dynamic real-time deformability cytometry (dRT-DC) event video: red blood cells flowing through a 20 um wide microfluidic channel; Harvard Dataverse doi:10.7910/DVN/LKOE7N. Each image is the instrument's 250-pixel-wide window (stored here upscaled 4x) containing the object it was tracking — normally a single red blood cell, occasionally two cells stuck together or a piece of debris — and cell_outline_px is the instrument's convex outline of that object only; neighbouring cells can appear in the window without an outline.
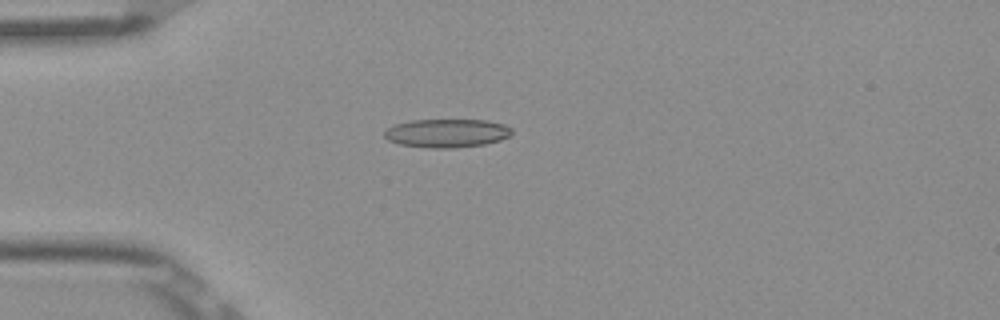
{"species": "Egyptian fruit bat (a non-hibernating species)", "species_latin": "Rousettus aegyptiacus", "temperature_condition": "room temperature", "stored_images_in_passage": 39, "camera_frame_rate_fps": 3000, "um_per_image_px": 0.085, "frame": {"image": 1, "passage_image": 1, "time_ms": 0.0, "image_size_px": [1000, 320], "cell_outline_px": [[512, 132], [508, 136], [500, 140], [484, 144], [452, 148], [432, 148], [400, 144], [388, 140], [384, 136], [384, 132], [388, 128], [396, 124], [412, 120], [488, 120], [504, 124], [512, 128]], "centroid_in_image_um": [37.99, 11.31], "position_along_channel_um": 47.0, "area_um2": 21.04}}
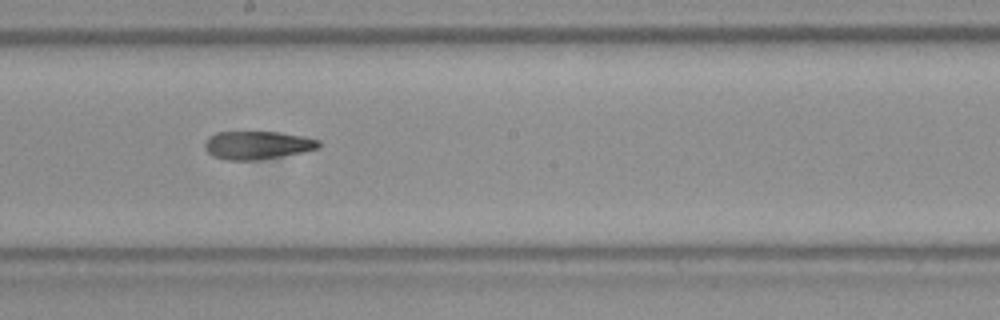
{"frame": {"image": 2, "passage_image": 16, "time_ms": 5.0, "image_size_px": [1000, 320], "cell_outline_px": [[320, 148], [280, 156], [256, 160], [224, 160], [212, 156], [204, 148], [204, 144], [208, 136], [216, 132], [280, 132], [304, 136], [320, 140]], "centroid_in_image_um": [21.85, 12.33], "position_along_channel_um": 226.4, "area_um2": 18.79}}
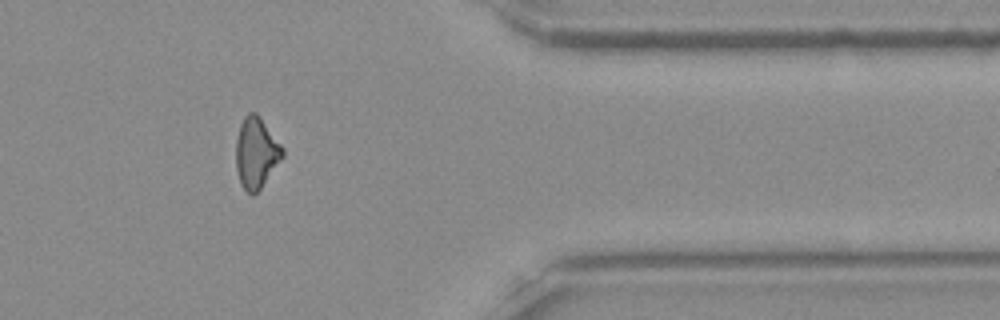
{"frame": {"image": 3, "passage_image": 30, "time_ms": 9.667, "image_size_px": [1000, 320], "cell_outline_px": [[284, 156], [260, 188], [252, 196], [240, 184], [236, 168], [236, 140], [240, 124], [244, 116], [248, 112], [256, 112], [284, 148]], "centroid_in_image_um": [21.77, 12.97], "position_along_channel_um": 389.6, "area_um2": 19.13}, "authors_computed_cell_mechanics": {"area_um2": 19.1896, "velocity_mm_per_s": 3.9022, "shape_relaxation_time_tau1_ms": null, "shape_relaxation_time_tau2_ms": 5.2649, "deformation_change_tau1": null, "deformation_change_tau2": 0.1605}}